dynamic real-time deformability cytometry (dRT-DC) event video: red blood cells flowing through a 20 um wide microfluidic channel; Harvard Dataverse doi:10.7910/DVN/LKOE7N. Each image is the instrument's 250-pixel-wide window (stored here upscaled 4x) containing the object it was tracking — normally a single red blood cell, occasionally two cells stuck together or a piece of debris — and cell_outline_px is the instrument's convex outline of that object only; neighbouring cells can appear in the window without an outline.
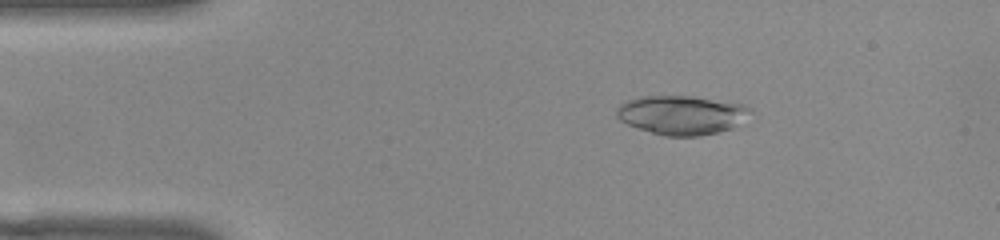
{"species": "common noctule bat (a hibernating species)", "species_latin": "Nyctalus noctula", "temperature_condition": "warm", "stored_images_in_passage": 52, "camera_frame_rate_fps": 3000, "um_per_image_px": 0.085, "animal": {"sex": "female", "body_mass_g": 22.0, "forearm_length_mm": 56.7}, "frame": {"image": 1, "passage_image": 8, "time_ms": 2.333, "image_size_px": [1000, 240], "cell_outline_px": [[756, 120], [732, 128], [700, 136], [664, 136], [628, 124], [620, 120], [616, 116], [616, 108], [620, 104], [628, 100], [644, 96], [688, 96], [744, 104], [752, 112]], "centroid_in_image_um": [58.06, 9.78], "position_along_channel_um": 26.9, "area_um2": 30.81}}